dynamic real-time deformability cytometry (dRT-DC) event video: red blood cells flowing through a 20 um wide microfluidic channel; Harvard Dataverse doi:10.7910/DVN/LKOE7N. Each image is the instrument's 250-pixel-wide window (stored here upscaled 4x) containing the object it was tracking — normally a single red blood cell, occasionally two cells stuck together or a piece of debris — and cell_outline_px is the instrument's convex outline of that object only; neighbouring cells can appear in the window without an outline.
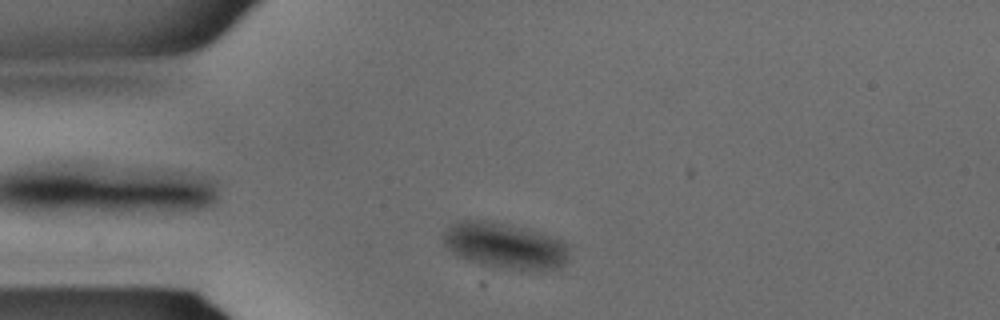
{"species": "common noctule bat (a hibernating species)", "species_latin": "Nyctalus noctula", "temperature_condition": "warm", "stored_images_in_passage": 26, "camera_frame_rate_fps": 3000, "um_per_image_px": 0.085, "animal": {"sex": "male", "body_mass_g": 15.6}, "frame": {"image": 1, "passage_image": 3, "time_ms": 0.667, "image_size_px": [1000, 320], "cell_outline_px": [[568, 260], [564, 264], [556, 268], [520, 272], [496, 268], [480, 264], [456, 256], [440, 240], [444, 232], [456, 220], [484, 220], [524, 228], [560, 240], [568, 248]], "centroid_in_image_um": [42.86, 20.92], "position_along_channel_um": 42.1, "area_um2": 33.87}}
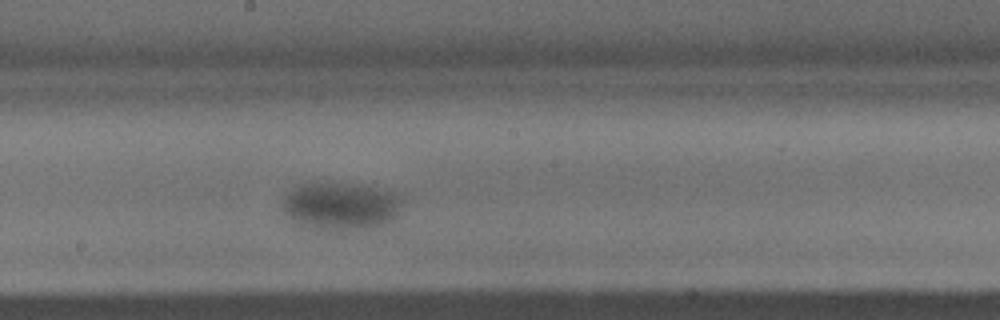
{"frame": {"image": 2, "passage_image": 14, "time_ms": 4.333, "image_size_px": [1000, 320], "cell_outline_px": [[408, 204], [392, 220], [384, 224], [372, 228], [328, 232], [300, 228], [292, 224], [280, 208], [280, 200], [284, 192], [300, 184], [316, 180], [348, 180], [368, 184], [400, 192], [404, 196]], "centroid_in_image_um": [28.95, 17.47], "position_along_channel_um": 219.3, "area_um2": 37.17}}
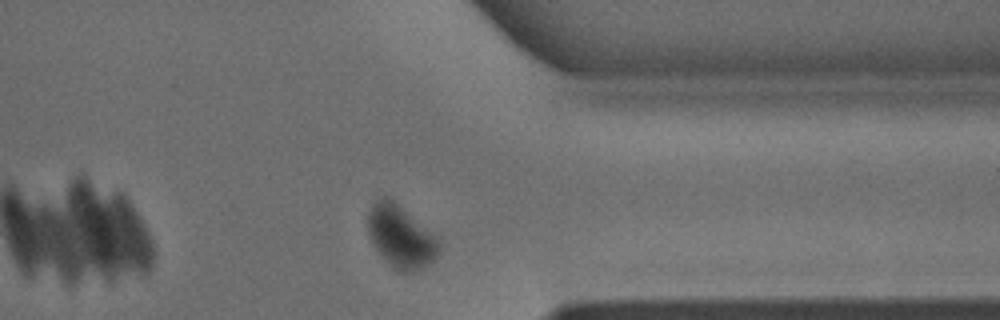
{"frame": {"image": 3, "passage_image": 23, "time_ms": 7.333, "image_size_px": [1000, 320], "cell_outline_px": [[440, 252], [432, 260], [420, 268], [412, 272], [400, 272], [392, 268], [384, 260], [368, 236], [368, 212], [376, 196], [388, 196], [436, 236], [440, 244]], "centroid_in_image_um": [34.02, 20.09], "position_along_channel_um": 377.4, "area_um2": 25.78}}